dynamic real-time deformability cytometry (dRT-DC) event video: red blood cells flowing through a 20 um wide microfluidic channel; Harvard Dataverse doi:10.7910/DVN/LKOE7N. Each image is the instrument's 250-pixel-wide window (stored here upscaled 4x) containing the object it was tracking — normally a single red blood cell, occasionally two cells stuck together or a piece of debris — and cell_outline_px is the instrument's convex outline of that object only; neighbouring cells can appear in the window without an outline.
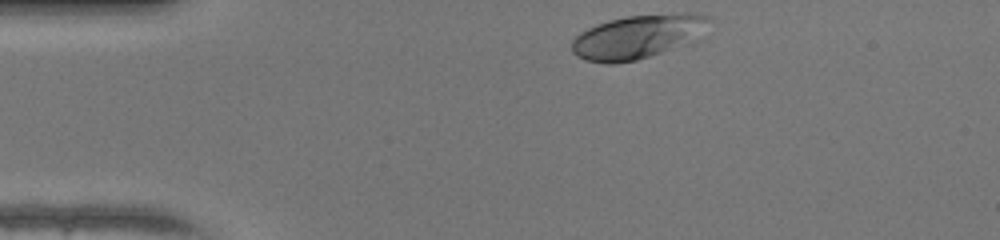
{"species": "human", "species_latin": "Homo sapiens", "temperature_condition": "warm", "stored_images_in_passage": 31, "camera_frame_rate_fps": 3000, "um_per_image_px": 0.085, "donor": {"sex": "female"}, "frame": {"image": 1, "passage_image": 1, "time_ms": 0.0, "image_size_px": [1000, 240], "cell_outline_px": [[712, 20], [696, 40], [688, 44], [636, 60], [612, 64], [604, 64], [588, 60], [576, 56], [572, 52], [572, 40], [580, 32], [588, 28], [608, 20], [628, 16], [684, 12], [688, 12], [712, 16]], "centroid_in_image_um": [54.25, 3.11], "position_along_channel_um": 30.7, "area_um2": 35.32}}
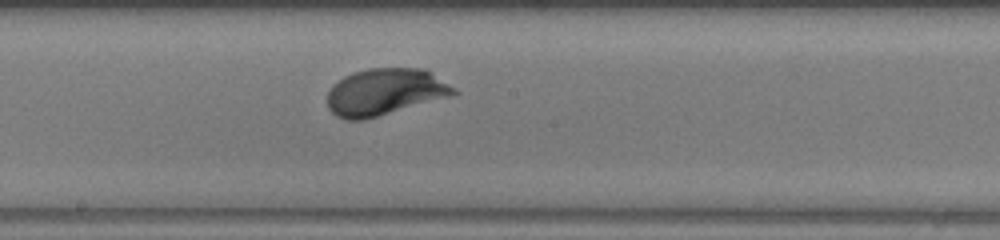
{"frame": {"image": 2, "passage_image": 18, "time_ms": 5.667, "image_size_px": [1000, 240], "cell_outline_px": [[460, 92], [448, 96], [364, 120], [344, 120], [336, 116], [328, 108], [328, 92], [332, 84], [344, 76], [352, 72], [368, 68], [424, 68], [456, 88]], "centroid_in_image_um": [32.68, 7.8], "position_along_channel_um": 215.5, "area_um2": 34.33}}
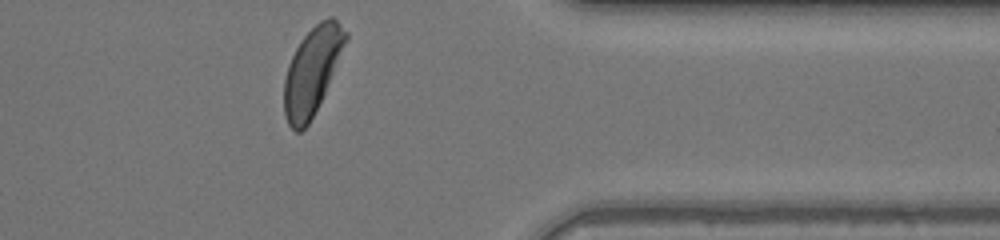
{"frame": {"image": 3, "passage_image": 31, "time_ms": 10.0, "image_size_px": [1000, 240], "cell_outline_px": [[348, 40], [324, 92], [308, 124], [300, 132], [296, 132], [288, 124], [284, 116], [284, 80], [288, 64], [300, 40], [320, 20], [328, 16], [332, 16], [348, 32]], "centroid_in_image_um": [26.52, 6.0], "position_along_channel_um": 384.9, "area_um2": 30.81}, "authors_computed_cell_mechanics": {"area_um2": 33.1194, "velocity_mm_per_s": 4.2375, "shape_relaxation_time_tau1_ms": 1.665, "shape_relaxation_time_tau2_ms": null, "deformation_change_tau1": 0.1368, "deformation_change_tau2": null}}